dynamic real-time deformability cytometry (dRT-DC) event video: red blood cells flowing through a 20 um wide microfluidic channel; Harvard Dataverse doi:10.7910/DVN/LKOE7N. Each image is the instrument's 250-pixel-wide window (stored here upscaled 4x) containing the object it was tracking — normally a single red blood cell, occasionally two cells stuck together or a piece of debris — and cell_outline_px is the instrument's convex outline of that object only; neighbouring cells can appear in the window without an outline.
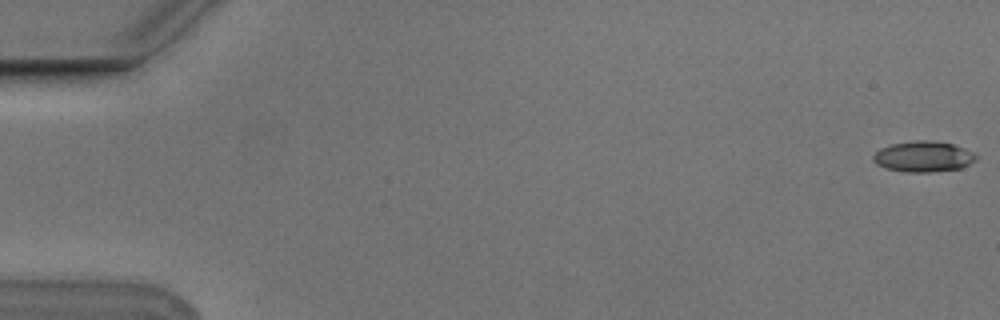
{"species": "Egyptian fruit bat (a non-hibernating species)", "species_latin": "Rousettus aegyptiacus", "temperature_condition": "cold", "stored_images_in_passage": 7, "camera_frame_rate_fps": 3000, "um_per_image_px": 0.085, "animal": {"sex": "male"}, "frame": {"image": 1, "passage_image": 1, "time_ms": 0.0, "image_size_px": [1000, 320], "cell_outline_px": [[976, 160], [960, 168], [932, 172], [908, 172], [884, 168], [876, 164], [872, 160], [872, 156], [880, 148], [892, 144], [916, 140], [928, 140], [952, 144], [964, 148], [972, 152], [976, 156]], "centroid_in_image_um": [78.44, 13.31], "position_along_channel_um": 6.6, "area_um2": 18.32}}
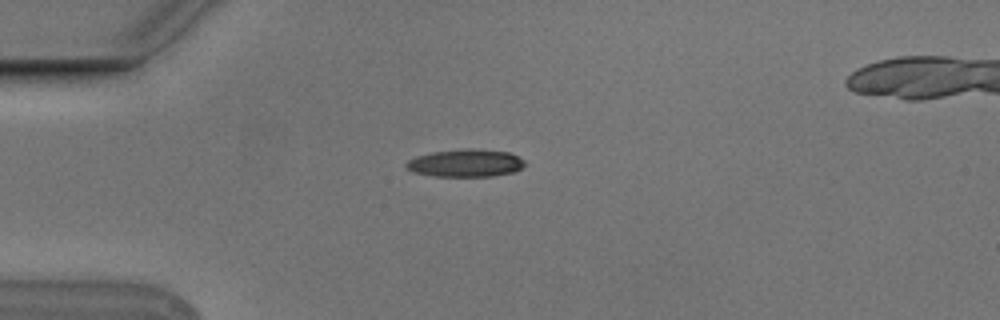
{"frame": {"image": 2, "passage_image": 5, "time_ms": 1.333, "image_size_px": [1000, 320], "cell_outline_px": [[524, 164], [520, 168], [512, 172], [492, 176], [432, 176], [412, 172], [404, 168], [404, 164], [408, 160], [416, 156], [432, 152], [464, 148], [476, 148], [508, 152], [524, 160]], "centroid_in_image_um": [39.5, 13.85], "position_along_channel_um": 45.5, "area_um2": 19.19}}